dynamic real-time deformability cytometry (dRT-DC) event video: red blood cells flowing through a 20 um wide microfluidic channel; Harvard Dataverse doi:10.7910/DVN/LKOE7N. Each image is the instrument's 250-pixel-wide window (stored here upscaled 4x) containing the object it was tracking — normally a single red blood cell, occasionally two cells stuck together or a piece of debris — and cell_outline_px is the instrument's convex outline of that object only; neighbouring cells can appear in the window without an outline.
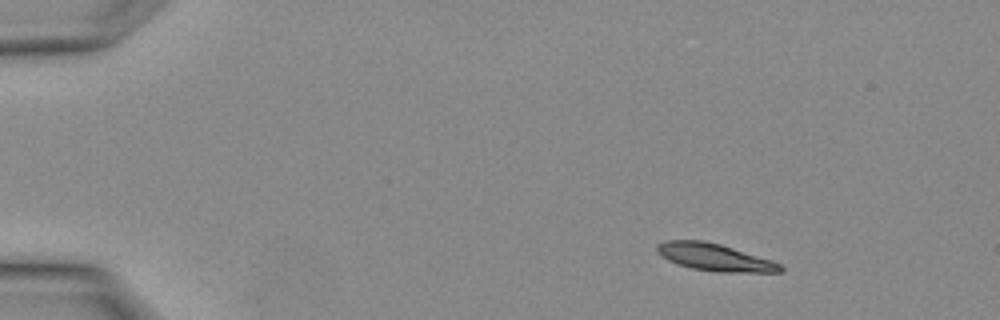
{"species": "Egyptian fruit bat (a non-hibernating species)", "species_latin": "Rousettus aegyptiacus", "temperature_condition": "warm", "stored_images_in_passage": 2, "camera_frame_rate_fps": 3000, "um_per_image_px": 0.085, "animal": {"sex": "female"}, "frame": {"image": 1, "passage_image": 1, "time_ms": 0.0, "image_size_px": [1000, 320], "cell_outline_px": [[784, 272], [724, 272], [692, 268], [668, 260], [656, 252], [656, 244], [668, 240], [704, 240], [720, 244], [772, 260], [780, 264], [784, 268]], "centroid_in_image_um": [60.75, 21.86], "position_along_channel_um": 24.2, "area_um2": 19.42}}